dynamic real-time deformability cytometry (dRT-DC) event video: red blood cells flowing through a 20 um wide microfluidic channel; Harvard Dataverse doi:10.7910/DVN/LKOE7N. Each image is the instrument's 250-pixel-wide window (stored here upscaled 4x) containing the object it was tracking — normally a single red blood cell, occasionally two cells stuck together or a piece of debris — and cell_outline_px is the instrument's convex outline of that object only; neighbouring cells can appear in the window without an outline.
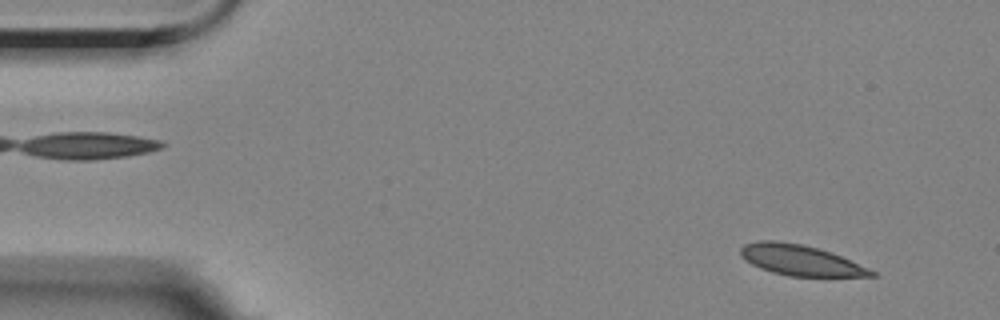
{"species": "Egyptian fruit bat (a non-hibernating species)", "species_latin": "Rousettus aegyptiacus", "temperature_condition": "room temperature", "stored_images_in_passage": 15, "camera_frame_rate_fps": 3000, "um_per_image_px": 0.085, "animal": {"sex": "female"}, "frame": {"image": 1, "passage_image": 5, "time_ms": 1.333, "image_size_px": [1000, 320], "cell_outline_px": [[880, 276], [788, 276], [772, 272], [760, 268], [744, 260], [740, 256], [740, 248], [744, 244], [760, 240], [776, 240], [800, 244], [832, 252], [868, 268], [876, 272]], "centroid_in_image_um": [68.0, 22.11], "position_along_channel_um": 17.0, "area_um2": 23.24}}